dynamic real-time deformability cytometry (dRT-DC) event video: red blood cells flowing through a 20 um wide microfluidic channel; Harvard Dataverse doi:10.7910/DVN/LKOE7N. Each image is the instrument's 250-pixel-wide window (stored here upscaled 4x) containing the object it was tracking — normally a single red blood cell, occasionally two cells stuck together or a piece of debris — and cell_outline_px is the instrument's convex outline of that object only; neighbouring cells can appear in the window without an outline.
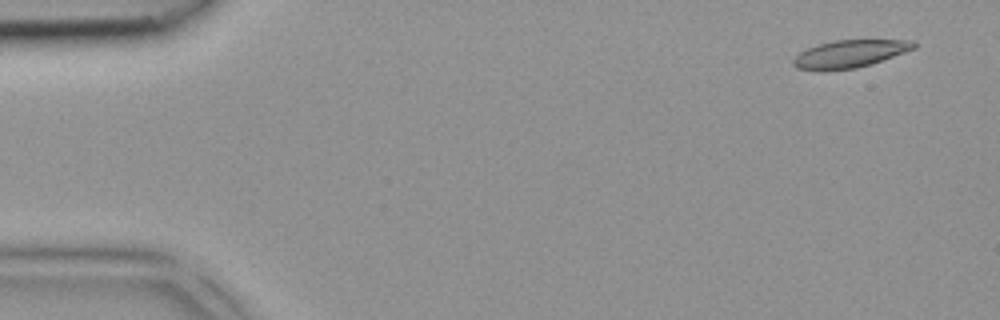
{"species": "common noctule bat (a hibernating species)", "species_latin": "Nyctalus noctula", "temperature_condition": "room temperature", "stored_images_in_passage": 3, "camera_frame_rate_fps": 3000, "um_per_image_px": 0.085, "animal": {"sex": "female", "body_mass_g": 18.4}, "frame": {"image": 1, "passage_image": 1, "time_ms": 0.0, "image_size_px": [1000, 320], "cell_outline_px": [[916, 48], [856, 68], [820, 72], [796, 68], [792, 64], [792, 60], [800, 52], [808, 48], [820, 44], [836, 40], [916, 40]], "centroid_in_image_um": [72.18, 4.59], "position_along_channel_um": 12.8, "area_um2": 19.31}}